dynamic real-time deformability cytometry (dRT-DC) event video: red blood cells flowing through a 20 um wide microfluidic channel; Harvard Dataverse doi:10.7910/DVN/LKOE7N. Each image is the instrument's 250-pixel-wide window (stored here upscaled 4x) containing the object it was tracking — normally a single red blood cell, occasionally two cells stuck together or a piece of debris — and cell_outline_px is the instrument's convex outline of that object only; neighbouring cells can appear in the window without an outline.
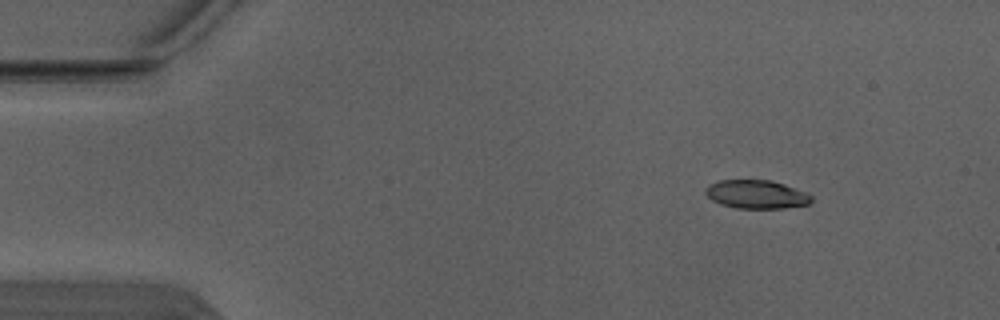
{"species": "Egyptian fruit bat (a non-hibernating species)", "species_latin": "Rousettus aegyptiacus", "temperature_condition": "warm", "stored_images_in_passage": 4, "segment_of_instrument_passage": [1, 2], "camera_frame_rate_fps": 3000, "um_per_image_px": 0.085, "animal": {"sex": "male"}, "frame": {"image": 1, "passage_image": 1, "time_ms": 0.0, "image_size_px": [1000, 320], "cell_outline_px": [[812, 200], [808, 204], [784, 208], [736, 208], [720, 204], [712, 200], [704, 192], [704, 188], [708, 184], [716, 180], [772, 180], [784, 184], [804, 192], [812, 196]], "centroid_in_image_um": [64.24, 16.51], "position_along_channel_um": 20.8, "area_um2": 17.63}}